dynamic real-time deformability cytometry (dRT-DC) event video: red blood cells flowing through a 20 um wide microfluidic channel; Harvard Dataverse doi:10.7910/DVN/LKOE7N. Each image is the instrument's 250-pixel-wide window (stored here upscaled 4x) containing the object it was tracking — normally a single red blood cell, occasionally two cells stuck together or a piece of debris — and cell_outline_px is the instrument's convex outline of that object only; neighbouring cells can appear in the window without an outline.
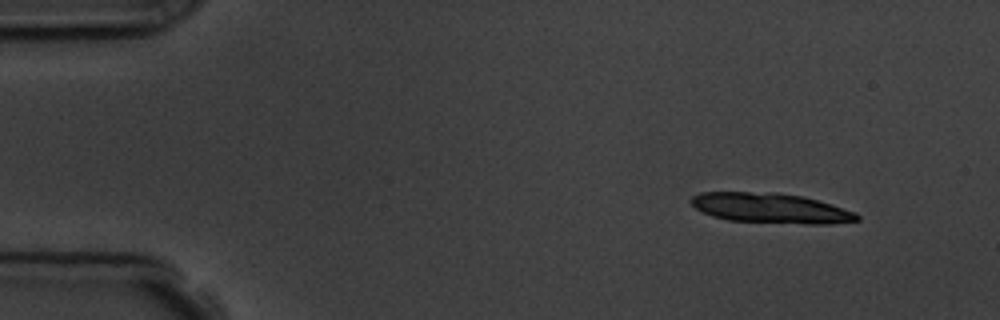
{"species": "common noctule bat (a hibernating species)", "species_latin": "Nyctalus noctula", "temperature_condition": "room temperature", "stored_images_in_passage": 4, "camera_frame_rate_fps": 3000, "um_per_image_px": 0.085, "animal": {"sex": "male", "body_mass_g": 19.5, "forearm_length_mm": 54.6}, "frame": {"image": 1, "passage_image": 1, "time_ms": 0.0, "image_size_px": [1000, 320], "cell_outline_px": [[860, 220], [832, 224], [804, 224], [728, 220], [712, 216], [696, 208], [688, 200], [692, 196], [700, 192], [776, 192], [804, 196], [832, 204], [856, 212], [860, 216]], "centroid_in_image_um": [65.54, 17.69], "position_along_channel_um": 19.5, "area_um2": 29.3}}